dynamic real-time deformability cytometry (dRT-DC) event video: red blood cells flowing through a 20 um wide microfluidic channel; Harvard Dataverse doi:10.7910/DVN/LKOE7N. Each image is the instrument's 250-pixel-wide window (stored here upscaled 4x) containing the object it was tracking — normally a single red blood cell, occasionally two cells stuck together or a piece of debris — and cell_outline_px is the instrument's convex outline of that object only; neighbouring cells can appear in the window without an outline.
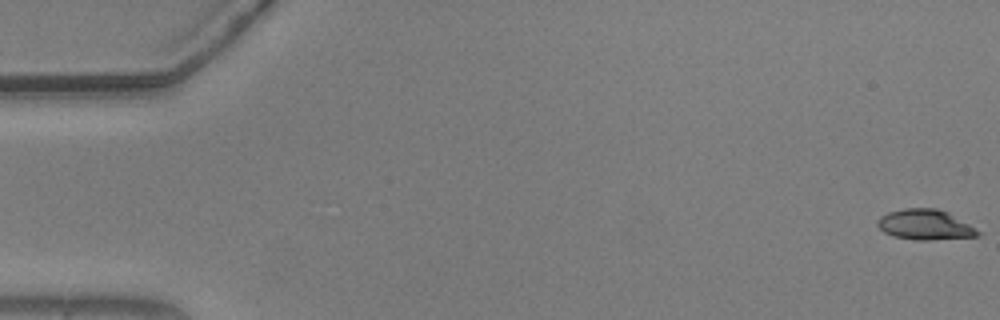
{"species": "common noctule bat (a hibernating species)", "species_latin": "Nyctalus noctula", "temperature_condition": "warm", "stored_images_in_passage": 56, "camera_frame_rate_fps": 3000, "um_per_image_px": 0.085, "animal": {"sex": "male", "body_mass_g": 20.5, "forearm_length_mm": 52.5}, "frame": {"image": 1, "passage_image": 1, "time_ms": 0.0, "image_size_px": [1000, 320], "cell_outline_px": [[984, 232], [980, 236], [928, 240], [916, 240], [892, 236], [884, 232], [876, 224], [876, 220], [880, 216], [888, 212], [904, 208], [936, 208], [948, 212]], "centroid_in_image_um": [78.66, 19.1], "position_along_channel_um": 6.3, "area_um2": 17.98}}
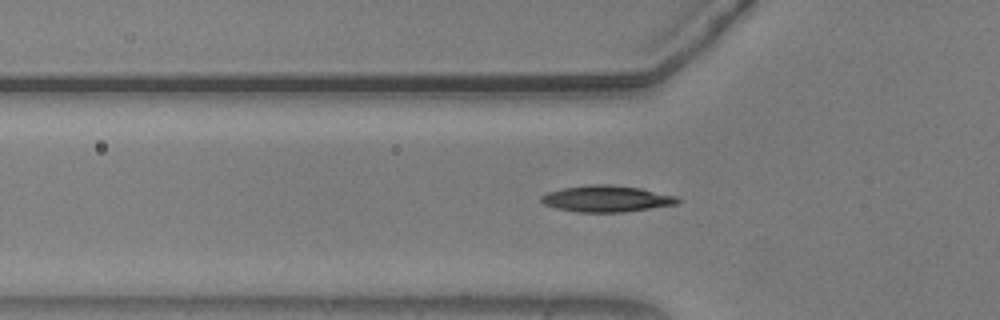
{"frame": {"image": 2, "passage_image": 19, "time_ms": 6.0, "image_size_px": [1000, 320], "cell_outline_px": [[680, 200], [676, 204], [624, 212], [576, 212], [556, 208], [544, 204], [540, 200], [540, 196], [548, 192], [564, 188], [592, 184], [608, 184], [640, 188], [676, 196]], "centroid_in_image_um": [51.53, 16.89], "position_along_channel_um": 74.3, "area_um2": 20.81}}
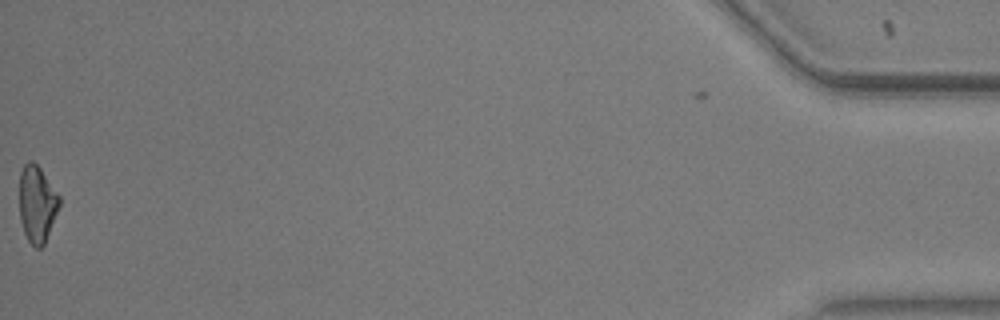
{"frame": {"image": 3, "passage_image": 56, "time_ms": 18.333, "image_size_px": [1000, 320], "cell_outline_px": [[60, 204], [44, 244], [40, 248], [36, 248], [28, 240], [24, 232], [20, 220], [20, 172], [24, 164], [28, 160], [32, 160], [40, 168], [60, 196]], "centroid_in_image_um": [3.14, 17.31], "position_along_channel_um": 432.1, "area_um2": 17.69}, "authors_computed_cell_mechanics": {"area_um2": 18.6694, "velocity_mm_per_s": 3.699, "shape_relaxation_time_tau1_ms": null, "shape_relaxation_time_tau2_ms": 3.3483, "deformation_change_tau1": null, "deformation_change_tau2": 0.1022}}